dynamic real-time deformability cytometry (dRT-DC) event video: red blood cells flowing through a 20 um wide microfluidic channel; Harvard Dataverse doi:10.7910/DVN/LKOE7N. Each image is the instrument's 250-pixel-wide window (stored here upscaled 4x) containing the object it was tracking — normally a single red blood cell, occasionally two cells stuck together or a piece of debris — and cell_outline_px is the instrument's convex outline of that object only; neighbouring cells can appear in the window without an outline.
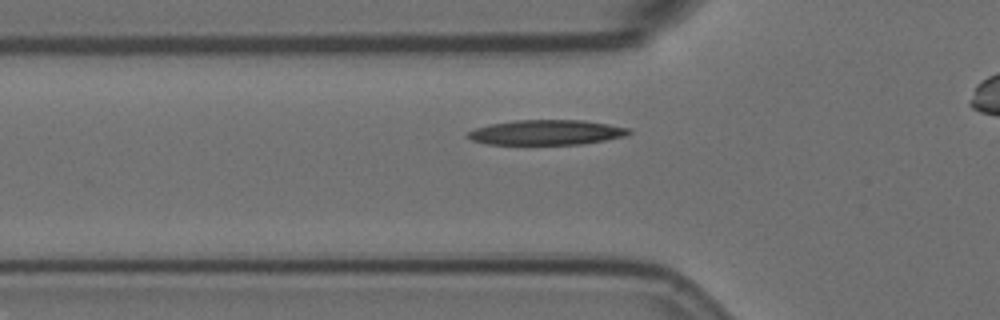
{"species": "Egyptian fruit bat (a non-hibernating species)", "species_latin": "Rousettus aegyptiacus", "temperature_condition": "room temperature", "stored_images_in_passage": 33, "camera_frame_rate_fps": 3000, "um_per_image_px": 0.085, "animal": {"sex": "female"}, "frame": {"image": 1, "passage_image": 5, "time_ms": 1.333, "image_size_px": [1000, 320], "cell_outline_px": [[632, 132], [624, 136], [604, 140], [580, 144], [488, 144], [472, 140], [464, 136], [468, 132], [476, 128], [488, 124], [516, 120], [584, 120], [632, 128]], "centroid_in_image_um": [46.44, 11.25], "position_along_channel_um": 79.4, "area_um2": 23.47}}
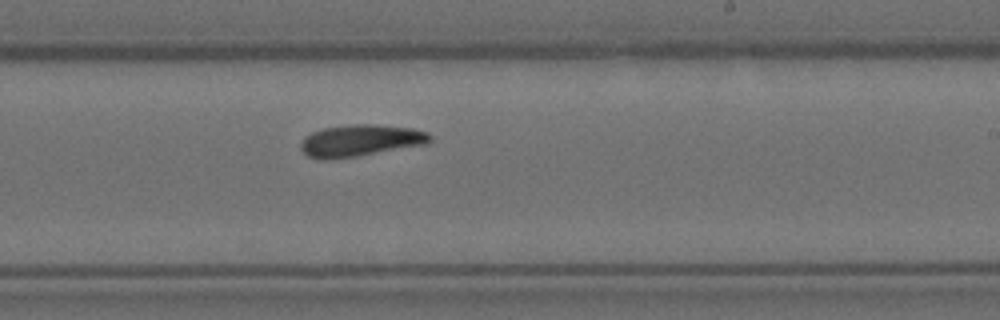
{"frame": {"image": 2, "passage_image": 20, "time_ms": 6.333, "image_size_px": [1000, 320], "cell_outline_px": [[432, 140], [424, 144], [356, 156], [328, 160], [320, 160], [308, 156], [300, 148], [300, 144], [304, 136], [312, 132], [324, 128], [352, 124], [376, 124], [412, 128], [428, 132], [432, 136]], "centroid_in_image_um": [30.6, 11.94], "position_along_channel_um": 258.4, "area_um2": 23.87}}
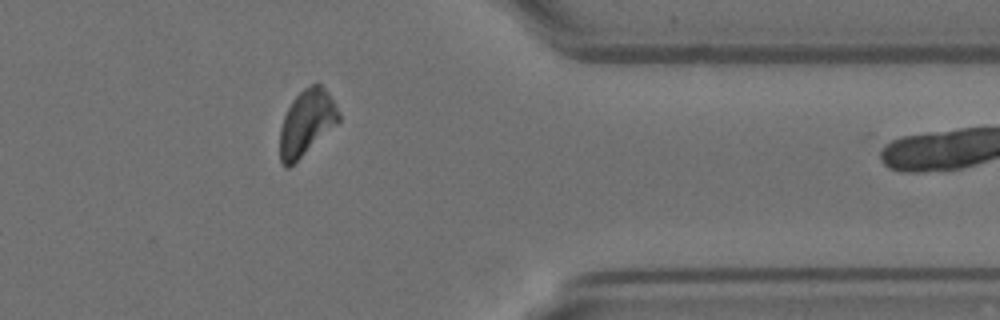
{"frame": {"image": 3, "passage_image": 32, "time_ms": 10.333, "image_size_px": [1000, 320], "cell_outline_px": [[340, 120], [336, 124], [288, 168], [284, 168], [280, 160], [280, 128], [284, 116], [292, 100], [304, 88], [316, 80], [328, 92], [340, 112]], "centroid_in_image_um": [26.05, 10.39], "position_along_channel_um": 385.3, "area_um2": 22.25}}